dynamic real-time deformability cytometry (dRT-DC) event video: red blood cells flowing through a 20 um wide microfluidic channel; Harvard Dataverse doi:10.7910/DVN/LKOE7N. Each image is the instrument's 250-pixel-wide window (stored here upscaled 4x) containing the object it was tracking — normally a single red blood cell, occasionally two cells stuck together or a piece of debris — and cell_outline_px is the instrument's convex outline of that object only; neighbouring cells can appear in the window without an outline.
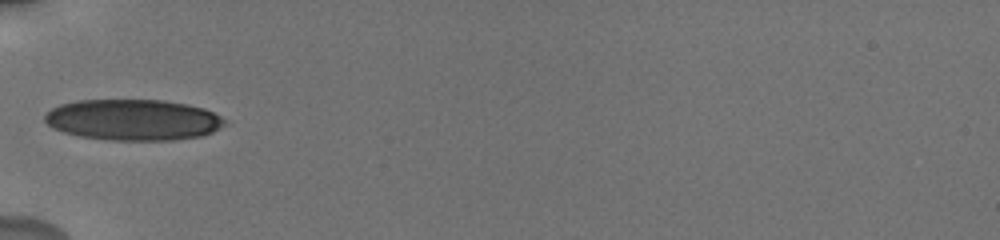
{"species": "human", "species_latin": "Homo sapiens", "temperature_condition": "cold", "stored_images_in_passage": 37, "camera_frame_rate_fps": 3000, "um_per_image_px": 0.085, "donor": {"sex": "male"}, "frame": {"image": 1, "passage_image": 1, "time_ms": 0.0, "image_size_px": [1000, 240], "cell_outline_px": [[224, 124], [212, 132], [200, 136], [172, 140], [108, 140], [80, 136], [64, 132], [52, 128], [44, 120], [44, 116], [52, 108], [60, 104], [76, 100], [164, 100], [204, 108], [220, 116], [224, 120]], "centroid_in_image_um": [11.27, 10.18], "position_along_channel_um": 73.7, "area_um2": 42.83}}
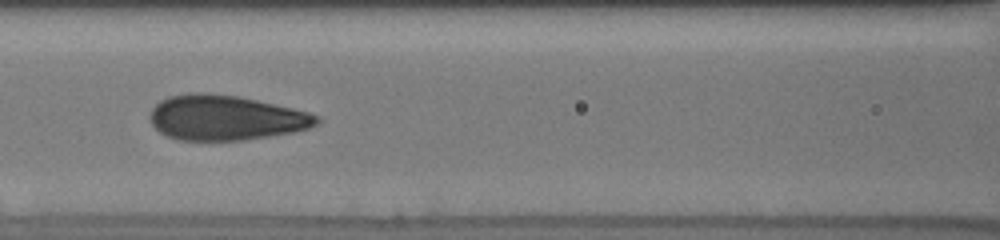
{"frame": {"image": 2, "passage_image": 9, "time_ms": 2.0, "image_size_px": [1000, 240], "cell_outline_px": [[320, 120], [316, 124], [308, 128], [292, 132], [244, 140], [180, 140], [168, 136], [160, 132], [152, 124], [148, 116], [152, 108], [160, 100], [168, 96], [188, 92], [204, 92], [240, 96], [292, 108], [308, 112], [320, 116]], "centroid_in_image_um": [19.14, 9.99], "position_along_channel_um": 147.5, "area_um2": 43.81}}
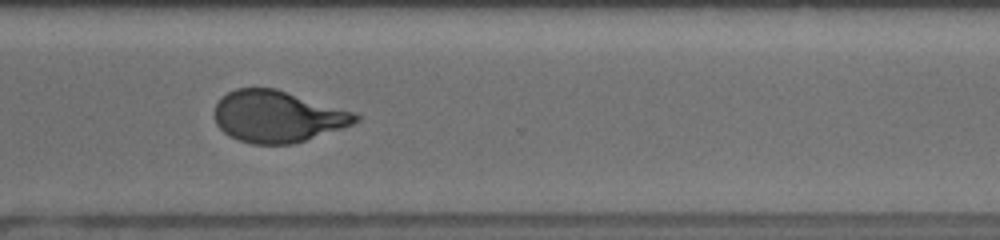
{"frame": {"image": 3, "passage_image": 26, "time_ms": 7.333, "image_size_px": [1000, 240], "cell_outline_px": [[360, 120], [344, 128], [292, 144], [252, 144], [236, 140], [228, 136], [216, 124], [216, 104], [220, 96], [236, 88], [276, 88], [352, 112], [360, 116]], "centroid_in_image_um": [23.56, 9.91], "position_along_channel_um": 347.0, "area_um2": 42.25}, "authors_computed_cell_mechanics": {"area_um2": 43.5234, "velocity_mm_per_s": 3.7539, "shape_relaxation_time_tau1_ms": 5.6919, "shape_relaxation_time_tau2_ms": null, "deformation_change_tau1": 0.1962, "deformation_change_tau2": null}}